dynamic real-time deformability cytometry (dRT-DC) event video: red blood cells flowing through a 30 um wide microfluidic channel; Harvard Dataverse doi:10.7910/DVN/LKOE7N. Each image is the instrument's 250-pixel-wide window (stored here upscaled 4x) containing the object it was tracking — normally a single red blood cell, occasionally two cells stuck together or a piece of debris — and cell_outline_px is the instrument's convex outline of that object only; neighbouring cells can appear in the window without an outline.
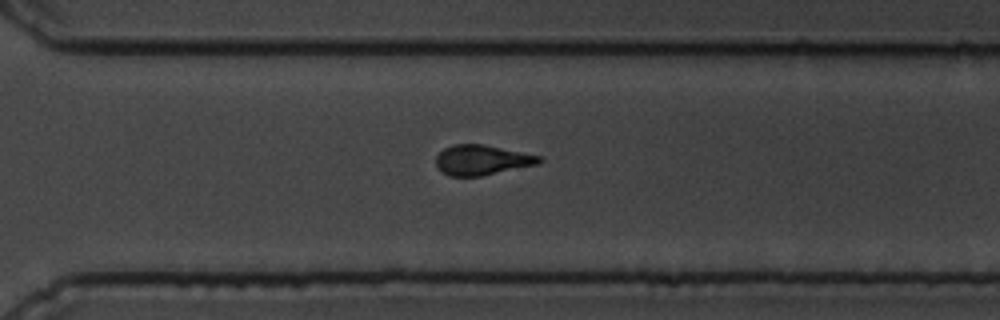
{"species": "common noctule bat (a hibernating species)", "species_latin": "Nyctalus noctula", "temperature_condition": "cold", "stored_images_in_passage": 57, "camera_frame_rate_fps": 3000, "um_per_image_px": 0.085, "animal": {"sex": "male", "body_mass_g": 19.5, "forearm_length_mm": 54.6}, "frame": {"image": 1, "passage_image": 39, "time_ms": 12.667, "image_size_px": [1000, 320], "cell_outline_px": [[544, 160], [540, 164], [480, 176], [448, 176], [436, 164], [436, 156], [444, 148], [452, 144], [484, 144], [540, 156]], "centroid_in_image_um": [40.98, 13.59], "position_along_channel_um": 329.6, "area_um2": 18.03}}
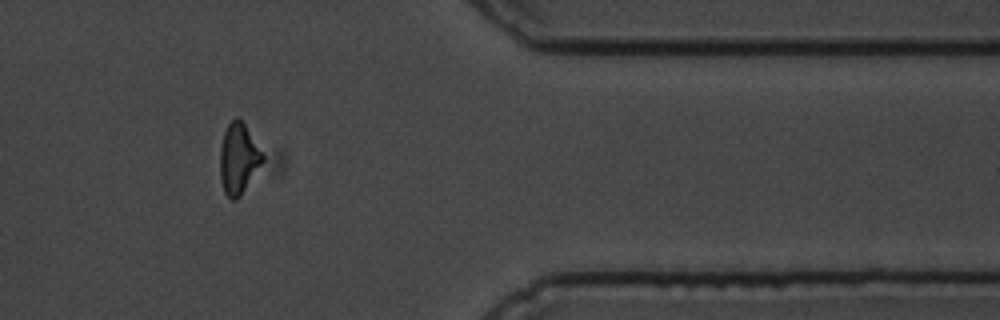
{"frame": {"image": 2, "passage_image": 46, "time_ms": 15.0, "image_size_px": [1000, 320], "cell_outline_px": [[284, 176], [236, 200], [232, 200], [224, 192], [220, 176], [220, 148], [224, 132], [228, 124], [236, 116], [284, 148]], "centroid_in_image_um": [21.11, 13.59], "position_along_channel_um": 390.3, "area_um2": 27.17}}